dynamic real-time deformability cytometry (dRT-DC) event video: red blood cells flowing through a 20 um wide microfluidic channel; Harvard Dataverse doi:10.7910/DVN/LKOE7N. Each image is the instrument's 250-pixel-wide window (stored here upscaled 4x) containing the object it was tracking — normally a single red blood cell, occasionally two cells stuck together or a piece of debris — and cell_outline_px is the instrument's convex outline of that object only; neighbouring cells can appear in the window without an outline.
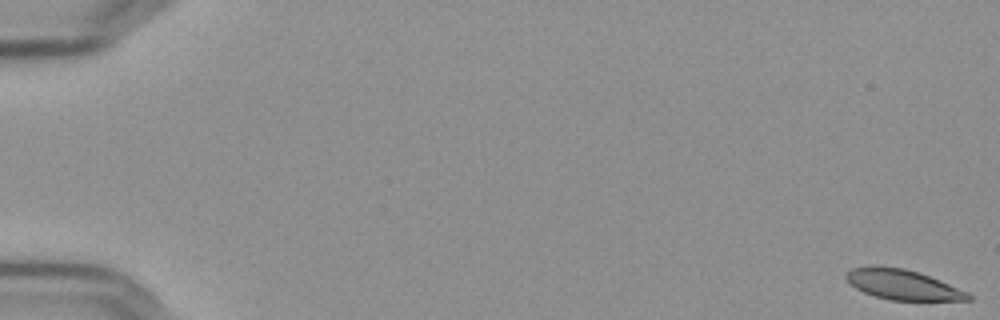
{"species": "Egyptian fruit bat (a non-hibernating species)", "species_latin": "Rousettus aegyptiacus", "temperature_condition": "cold", "stored_images_in_passage": 57, "camera_frame_rate_fps": 3000, "um_per_image_px": 0.085, "frame": {"image": 1, "passage_image": 1, "time_ms": 0.0, "image_size_px": [1000, 320], "cell_outline_px": [[972, 300], [892, 300], [876, 296], [864, 292], [856, 288], [844, 276], [852, 268], [904, 268], [928, 276], [968, 292], [972, 296]], "centroid_in_image_um": [76.78, 24.23], "position_along_channel_um": 8.2, "area_um2": 20.4}}
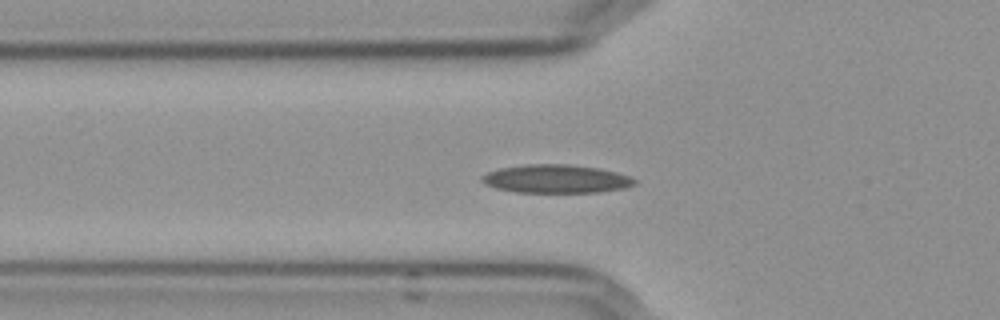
{"frame": {"image": 2, "passage_image": 21, "time_ms": 6.667, "image_size_px": [1000, 320], "cell_outline_px": [[636, 184], [624, 188], [600, 192], [516, 192], [496, 188], [484, 184], [480, 180], [480, 176], [488, 172], [500, 168], [524, 164], [568, 164], [596, 168], [616, 172], [628, 176], [636, 180]], "centroid_in_image_um": [47.23, 15.2], "position_along_channel_um": 78.6, "area_um2": 25.2}}
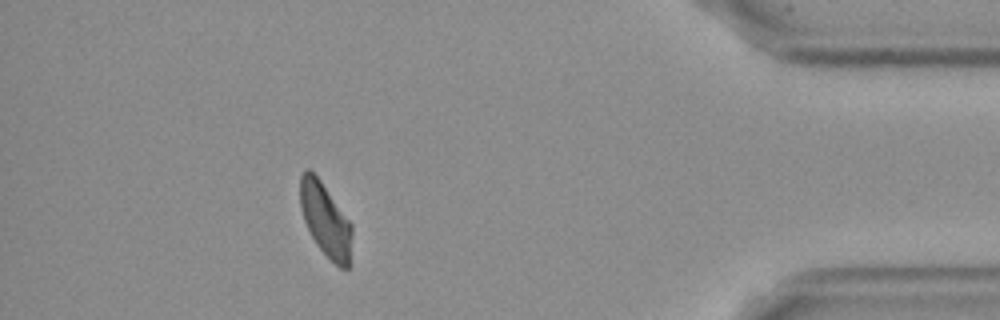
{"frame": {"image": 3, "passage_image": 52, "time_ms": 17.0, "image_size_px": [1000, 320], "cell_outline_px": [[352, 264], [348, 268], [340, 268], [316, 244], [304, 220], [300, 208], [300, 176], [304, 168], [308, 168], [320, 180], [352, 224]], "centroid_in_image_um": [27.69, 18.71], "position_along_channel_um": 407.5, "area_um2": 22.25}, "authors_computed_cell_mechanics": {"area_um2": 23.3512, "velocity_mm_per_s": 3.6009, "shape_relaxation_time_tau1_ms": 7.2147, "shape_relaxation_time_tau2_ms": 4.036, "deformation_change_tau1": 0.1524, "deformation_change_tau2": 0.0979}}